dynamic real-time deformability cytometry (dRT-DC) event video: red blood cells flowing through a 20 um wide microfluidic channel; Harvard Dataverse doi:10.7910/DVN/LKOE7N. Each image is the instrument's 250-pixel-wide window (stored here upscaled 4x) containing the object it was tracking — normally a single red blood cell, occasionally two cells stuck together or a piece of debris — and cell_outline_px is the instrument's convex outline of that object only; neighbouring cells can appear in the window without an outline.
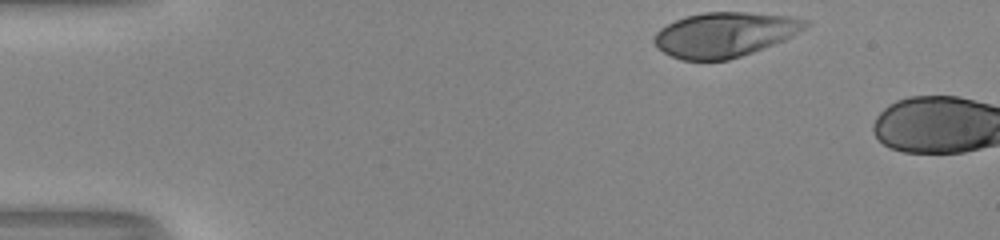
{"species": "human", "species_latin": "Homo sapiens", "temperature_condition": "room temperature", "stored_images_in_passage": 4, "camera_frame_rate_fps": 3000, "um_per_image_px": 0.085, "donor": {"sex": "male"}, "frame": {"image": 1, "passage_image": 1, "time_ms": 0.0, "image_size_px": [1000, 240], "cell_outline_px": [[812, 24], [784, 40], [752, 52], [728, 60], [680, 60], [656, 48], [652, 40], [656, 32], [660, 28], [676, 20], [688, 16], [704, 12], [748, 12], [792, 16], [812, 20]], "centroid_in_image_um": [61.62, 2.93], "position_along_channel_um": 23.4, "area_um2": 39.54}}